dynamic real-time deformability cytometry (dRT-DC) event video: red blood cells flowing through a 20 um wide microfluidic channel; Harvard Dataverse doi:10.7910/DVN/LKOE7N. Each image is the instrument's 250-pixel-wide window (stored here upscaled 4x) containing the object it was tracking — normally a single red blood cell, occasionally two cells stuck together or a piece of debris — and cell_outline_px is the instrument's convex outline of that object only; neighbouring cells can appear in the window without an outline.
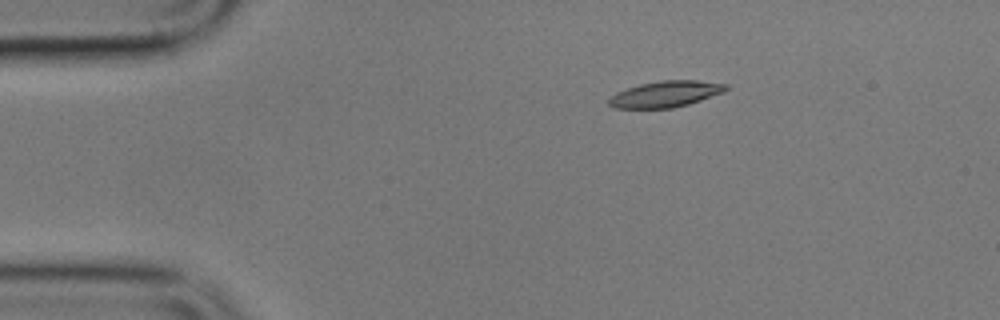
{"species": "common noctule bat (a hibernating species)", "species_latin": "Nyctalus noctula", "temperature_condition": "cold", "stored_images_in_passage": 5, "camera_frame_rate_fps": 3000, "um_per_image_px": 0.085, "animal": {"sex": "male", "body_mass_g": 17.9}, "frame": {"image": 1, "passage_image": 3, "time_ms": 3.0, "image_size_px": [1000, 320], "cell_outline_px": [[728, 88], [724, 92], [688, 104], [672, 108], [616, 108], [608, 104], [608, 100], [616, 92], [640, 84], [660, 80], [696, 80], [728, 84]], "centroid_in_image_um": [56.58, 7.99], "position_along_channel_um": 28.4, "area_um2": 17.74}}